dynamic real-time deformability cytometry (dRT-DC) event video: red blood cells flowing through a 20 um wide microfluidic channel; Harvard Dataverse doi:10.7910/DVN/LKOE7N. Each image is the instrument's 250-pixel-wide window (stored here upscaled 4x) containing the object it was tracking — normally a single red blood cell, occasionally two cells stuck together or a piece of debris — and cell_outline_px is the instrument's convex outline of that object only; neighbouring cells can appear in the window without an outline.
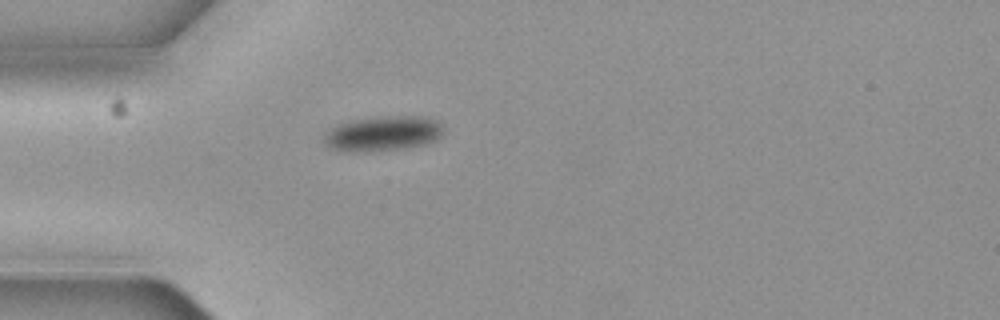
{"species": "common noctule bat (a hibernating species)", "species_latin": "Nyctalus noctula", "temperature_condition": "cold", "stored_images_in_passage": 5, "camera_frame_rate_fps": 3000, "um_per_image_px": 0.085, "animal": {"sex": "female", "body_mass_g": 19.3, "forearm_length_mm": 54.1}, "frame": {"image": 1, "passage_image": 5, "time_ms": 1.333, "image_size_px": [1000, 320], "cell_outline_px": [[444, 132], [436, 140], [424, 144], [396, 148], [352, 152], [332, 148], [324, 144], [324, 136], [328, 128], [336, 124], [352, 120], [380, 116], [428, 116], [436, 120], [444, 128]], "centroid_in_image_um": [32.54, 11.31], "position_along_channel_um": 52.5, "area_um2": 24.22}}